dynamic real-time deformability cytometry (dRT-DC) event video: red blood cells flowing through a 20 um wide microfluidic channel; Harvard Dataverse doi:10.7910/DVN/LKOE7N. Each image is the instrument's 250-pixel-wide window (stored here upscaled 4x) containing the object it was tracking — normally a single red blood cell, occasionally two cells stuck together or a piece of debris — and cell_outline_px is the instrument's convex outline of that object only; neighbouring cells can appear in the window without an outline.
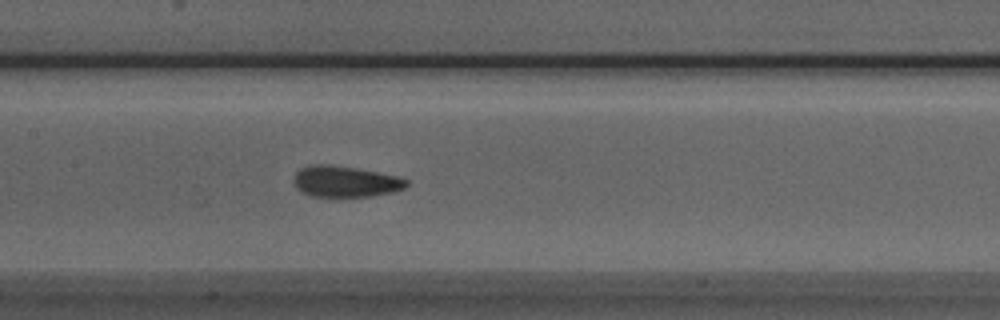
{"species": "Egyptian fruit bat (a non-hibernating species)", "species_latin": "Rousettus aegyptiacus", "temperature_condition": "room temperature", "stored_images_in_passage": 44, "camera_frame_rate_fps": 3000, "um_per_image_px": 0.085, "animal": {"sex": "male"}, "frame": {"image": 1, "passage_image": 17, "time_ms": 5.333, "image_size_px": [1000, 320], "cell_outline_px": [[408, 184], [404, 188], [392, 192], [372, 196], [308, 196], [296, 188], [292, 180], [296, 172], [300, 168], [312, 164], [332, 164], [356, 168], [396, 176], [408, 180]], "centroid_in_image_um": [29.3, 15.42], "position_along_channel_um": 178.1, "area_um2": 20.46}}
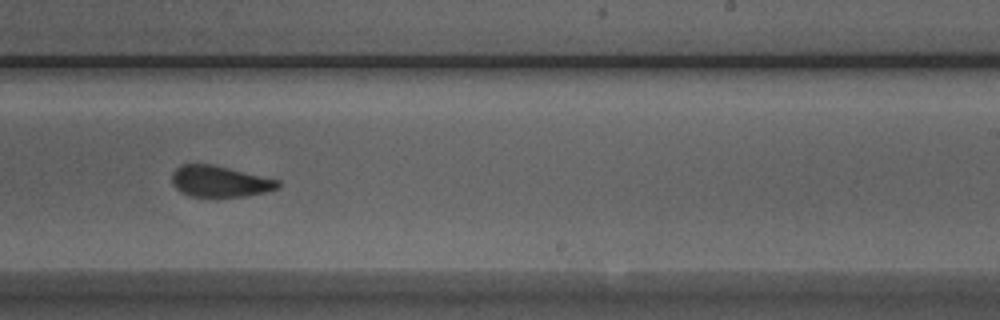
{"frame": {"image": 2, "passage_image": 24, "time_ms": 7.667, "image_size_px": [1000, 320], "cell_outline_px": [[280, 188], [248, 196], [188, 196], [180, 192], [172, 184], [172, 172], [180, 164], [212, 164], [280, 180]], "centroid_in_image_um": [18.67, 15.41], "position_along_channel_um": 270.3, "area_um2": 19.31}}
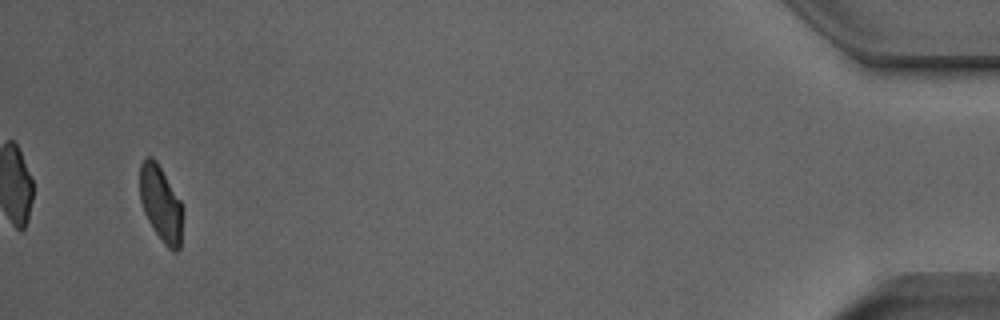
{"frame": {"image": 3, "passage_image": 42, "time_ms": 13.667, "image_size_px": [1000, 320], "cell_outline_px": [[184, 212], [180, 248], [176, 252], [172, 252], [164, 244], [148, 220], [144, 212], [140, 200], [140, 164], [148, 156], [152, 156], [156, 160], [180, 200], [184, 208]], "centroid_in_image_um": [13.7, 17.34], "position_along_channel_um": 421.5, "area_um2": 19.07}, "authors_computed_cell_mechanics": {"area_um2": 20.4323, "velocity_mm_per_s": 3.972, "shape_relaxation_time_tau1_ms": 3.8273, "shape_relaxation_time_tau2_ms": 1.5449, "deformation_change_tau1": 0.1428, "deformation_change_tau2": 0.0899}}